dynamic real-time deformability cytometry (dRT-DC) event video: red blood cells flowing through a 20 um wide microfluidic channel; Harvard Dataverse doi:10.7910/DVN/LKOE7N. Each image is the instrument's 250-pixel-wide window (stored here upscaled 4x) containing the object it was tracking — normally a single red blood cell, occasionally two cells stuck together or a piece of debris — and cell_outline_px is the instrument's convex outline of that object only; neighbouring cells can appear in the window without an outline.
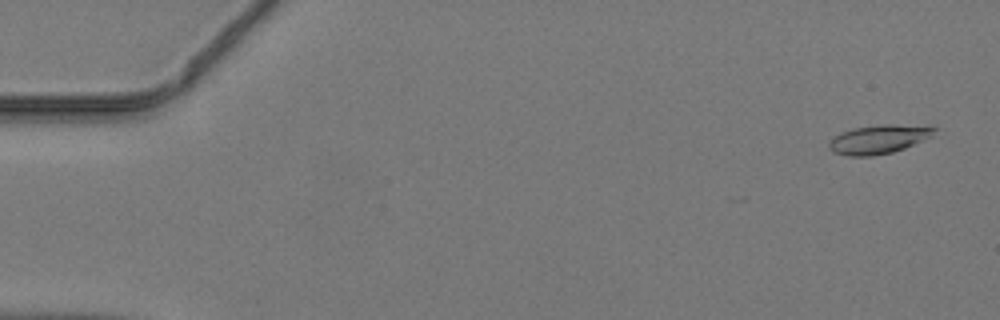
{"species": "common noctule bat (a hibernating species)", "species_latin": "Nyctalus noctula", "temperature_condition": "warm", "stored_images_in_passage": 43, "camera_frame_rate_fps": 3000, "um_per_image_px": 0.085, "animal": {"sex": "male", "body_mass_g": 19.2, "forearm_length_mm": 51.8}, "frame": {"image": 1, "passage_image": 1, "time_ms": 0.0, "image_size_px": [1000, 320], "cell_outline_px": [[940, 128], [932, 136], [904, 148], [892, 152], [872, 156], [848, 156], [832, 152], [828, 148], [828, 144], [836, 136], [844, 132], [856, 128], [880, 124], [892, 124]], "centroid_in_image_um": [74.7, 11.85], "position_along_channel_um": 10.3, "area_um2": 17.4}}
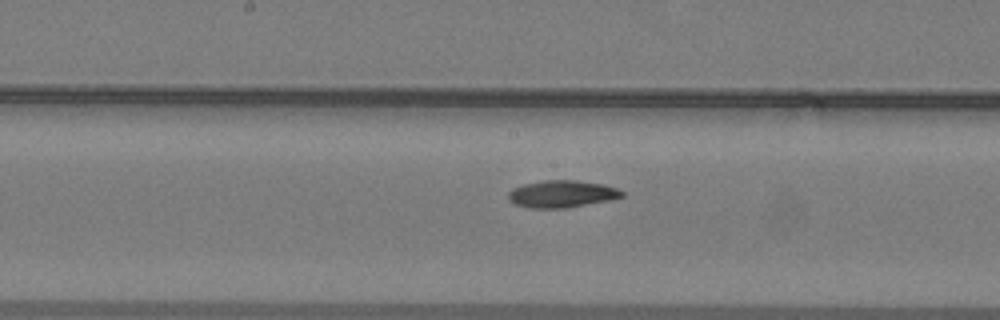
{"frame": {"image": 2, "passage_image": 24, "time_ms": 7.667, "image_size_px": [1000, 320], "cell_outline_px": [[624, 196], [608, 200], [564, 208], [528, 208], [516, 204], [508, 200], [508, 192], [524, 184], [544, 180], [576, 180], [604, 184], [616, 188], [624, 192]], "centroid_in_image_um": [47.75, 16.48], "position_along_channel_um": 200.4, "area_um2": 17.8}}
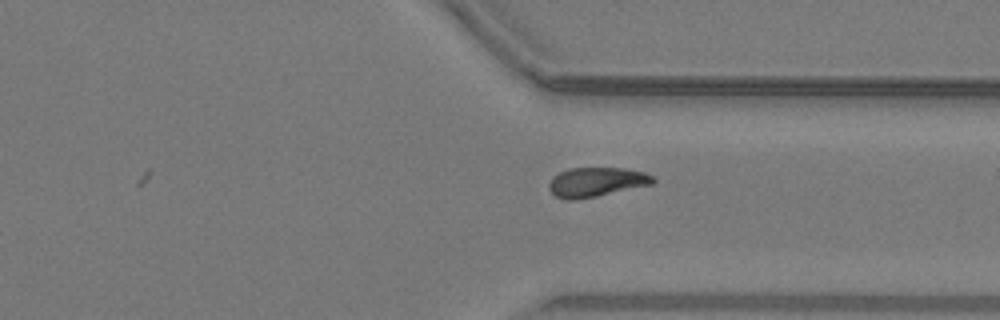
{"frame": {"image": 3, "passage_image": 35, "time_ms": 11.333, "image_size_px": [1000, 320], "cell_outline_px": [[656, 180], [652, 184], [596, 196], [576, 200], [564, 200], [556, 196], [548, 188], [548, 184], [552, 176], [568, 168], [624, 168], [644, 172], [652, 176]], "centroid_in_image_um": [50.65, 15.47], "position_along_channel_um": 360.8, "area_um2": 17.8}}